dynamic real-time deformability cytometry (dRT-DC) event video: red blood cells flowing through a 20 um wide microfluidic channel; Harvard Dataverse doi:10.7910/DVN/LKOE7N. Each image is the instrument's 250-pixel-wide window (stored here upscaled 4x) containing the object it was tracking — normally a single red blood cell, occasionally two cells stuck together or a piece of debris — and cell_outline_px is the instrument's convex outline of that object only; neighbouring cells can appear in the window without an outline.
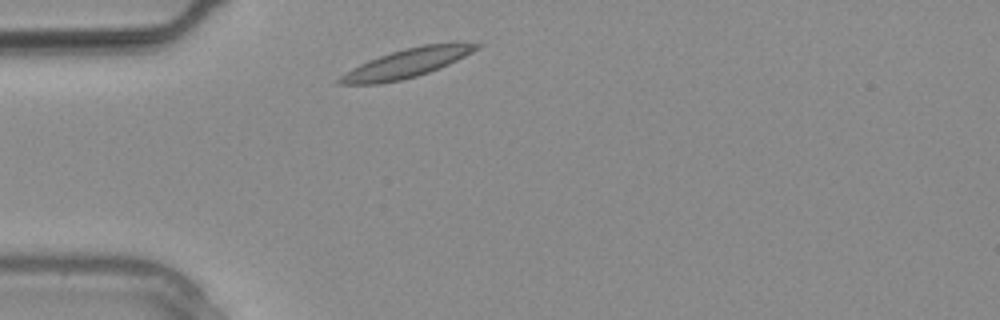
{"species": "common noctule bat (a hibernating species)", "species_latin": "Nyctalus noctula", "temperature_condition": "warm", "stored_images_in_passage": 2, "segment_of_instrument_passage": [2, 2], "camera_frame_rate_fps": 3000, "um_per_image_px": 0.085, "animal": {"sex": "male", "body_mass_g": 20.4}, "frame": {"image": 1, "passage_image": 2, "time_ms": 0.333, "image_size_px": [1000, 320], "cell_outline_px": [[484, 44], [480, 48], [440, 68], [416, 76], [400, 80], [380, 84], [336, 84], [336, 80], [344, 72], [360, 64], [380, 56], [404, 48], [424, 44]], "centroid_in_image_um": [34.49, 5.4], "position_along_channel_um": 50.5, "area_um2": 22.48}}